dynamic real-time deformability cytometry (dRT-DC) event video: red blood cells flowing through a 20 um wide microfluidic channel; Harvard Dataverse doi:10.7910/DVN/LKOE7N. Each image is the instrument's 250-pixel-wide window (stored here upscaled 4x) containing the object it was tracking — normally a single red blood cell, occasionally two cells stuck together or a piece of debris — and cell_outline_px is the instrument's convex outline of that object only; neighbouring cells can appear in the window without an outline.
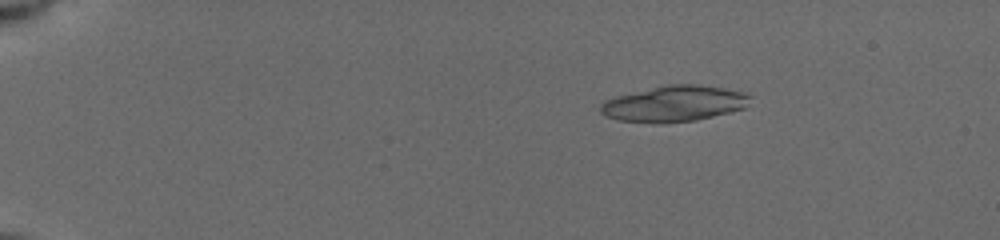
{"species": "common noctule bat (a hibernating species)", "species_latin": "Nyctalus noctula", "temperature_condition": "cold", "stored_images_in_passage": 15, "camera_frame_rate_fps": 3000, "um_per_image_px": 0.085, "animal": {"sex": "female", "body_mass_g": 19.5, "forearm_length_mm": 54.1}, "frame": {"image": 1, "passage_image": 9, "time_ms": 3.0, "image_size_px": [1000, 240], "cell_outline_px": [[752, 96], [744, 108], [696, 120], [664, 124], [656, 124], [620, 120], [608, 116], [600, 112], [600, 104], [604, 100], [668, 84], [696, 84], [724, 88], [748, 92]], "centroid_in_image_um": [57.34, 8.82], "position_along_channel_um": 27.7, "area_um2": 31.15}}